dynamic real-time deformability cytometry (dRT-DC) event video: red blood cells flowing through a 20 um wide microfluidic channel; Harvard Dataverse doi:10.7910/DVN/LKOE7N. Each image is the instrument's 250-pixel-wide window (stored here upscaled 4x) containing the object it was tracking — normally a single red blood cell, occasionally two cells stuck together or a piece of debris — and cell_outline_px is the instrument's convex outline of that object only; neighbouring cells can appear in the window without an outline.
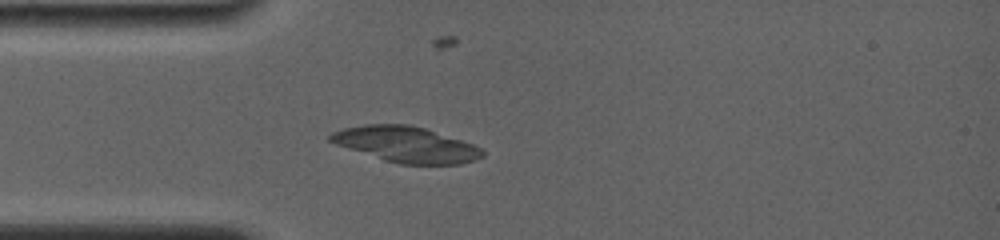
{"species": "common noctule bat (a hibernating species)", "species_latin": "Nyctalus noctula", "temperature_condition": "room temperature", "stored_images_in_passage": 7, "camera_frame_rate_fps": 4000, "um_per_image_px": 0.085, "animal": {"sex": "female", "body_mass_g": 19.0, "forearm_length_mm": 56.7}, "frame": {"image": 1, "passage_image": 5, "time_ms": 3.25, "image_size_px": [1000, 240], "cell_outline_px": [[484, 156], [476, 160], [460, 164], [400, 164], [384, 160], [336, 144], [328, 140], [328, 136], [332, 132], [344, 128], [364, 124], [412, 124], [472, 144], [480, 148], [484, 152]], "centroid_in_image_um": [34.51, 12.27], "position_along_channel_um": 50.5, "area_um2": 31.39}}